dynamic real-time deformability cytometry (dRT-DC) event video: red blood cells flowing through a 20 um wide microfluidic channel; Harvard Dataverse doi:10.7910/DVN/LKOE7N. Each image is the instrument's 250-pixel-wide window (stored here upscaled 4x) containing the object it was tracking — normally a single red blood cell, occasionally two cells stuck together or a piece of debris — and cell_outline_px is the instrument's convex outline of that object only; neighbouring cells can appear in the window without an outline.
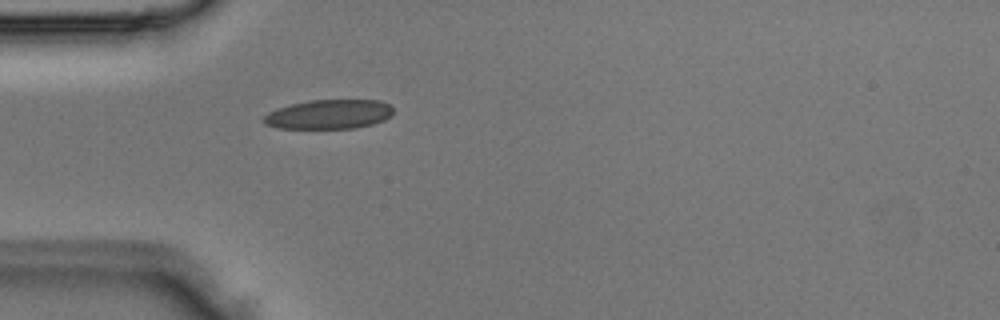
{"species": "Egyptian fruit bat (a non-hibernating species)", "species_latin": "Rousettus aegyptiacus", "temperature_condition": "room temperature", "stored_images_in_passage": 1, "camera_frame_rate_fps": 3000, "um_per_image_px": 0.085, "animal": {"sex": "male"}, "frame": {"image": 1, "passage_image": 1, "time_ms": 0.0, "image_size_px": [1000, 320], "cell_outline_px": [[392, 112], [384, 120], [372, 124], [356, 128], [276, 128], [264, 124], [264, 116], [268, 112], [276, 108], [308, 100], [380, 100], [388, 104], [392, 108]], "centroid_in_image_um": [27.92, 9.71], "position_along_channel_um": 57.1, "area_um2": 22.08}}